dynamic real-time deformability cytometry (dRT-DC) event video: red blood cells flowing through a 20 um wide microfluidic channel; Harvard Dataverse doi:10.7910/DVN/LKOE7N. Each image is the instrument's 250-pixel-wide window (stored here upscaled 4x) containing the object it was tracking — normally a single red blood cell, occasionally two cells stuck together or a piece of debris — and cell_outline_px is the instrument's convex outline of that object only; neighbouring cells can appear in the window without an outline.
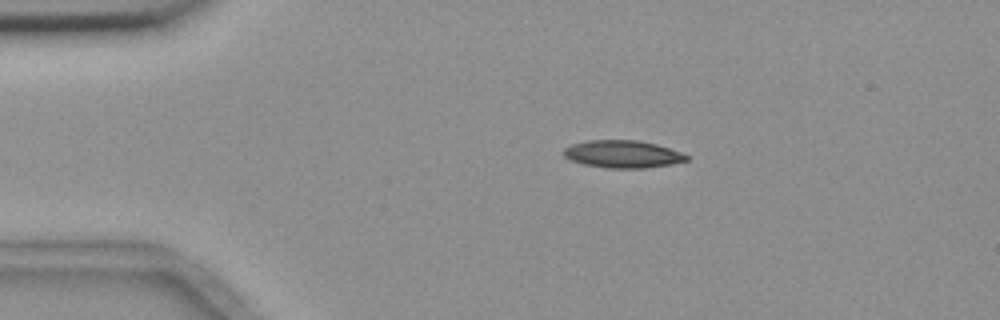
{"species": "common noctule bat (a hibernating species)", "species_latin": "Nyctalus noctula", "temperature_condition": "room temperature", "stored_images_in_passage": 6, "camera_frame_rate_fps": 3000, "um_per_image_px": 0.085, "animal": {"sex": "female", "body_mass_g": 18.4}, "frame": {"image": 1, "passage_image": 4, "time_ms": 3.333, "image_size_px": [1000, 320], "cell_outline_px": [[688, 160], [672, 164], [644, 168], [604, 168], [584, 164], [572, 160], [564, 156], [564, 148], [572, 144], [588, 140], [636, 140], [656, 144], [680, 152], [688, 156]], "centroid_in_image_um": [52.92, 13.1], "position_along_channel_um": 32.1, "area_um2": 19.54}}
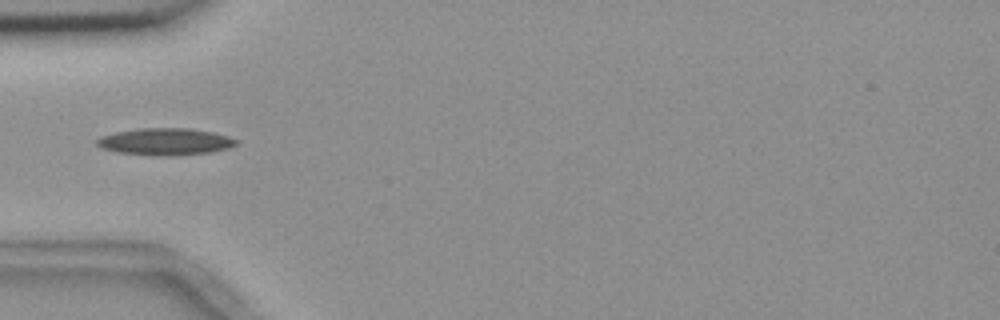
{"frame": {"image": 2, "passage_image": 6, "time_ms": 5.667, "image_size_px": [1000, 320], "cell_outline_px": [[236, 144], [228, 148], [212, 152], [172, 156], [156, 156], [116, 152], [100, 148], [96, 144], [96, 140], [100, 136], [116, 132], [140, 128], [188, 128], [212, 132], [228, 136], [236, 140]], "centroid_in_image_um": [14.0, 12.05], "position_along_channel_um": 71.0, "area_um2": 21.96}}